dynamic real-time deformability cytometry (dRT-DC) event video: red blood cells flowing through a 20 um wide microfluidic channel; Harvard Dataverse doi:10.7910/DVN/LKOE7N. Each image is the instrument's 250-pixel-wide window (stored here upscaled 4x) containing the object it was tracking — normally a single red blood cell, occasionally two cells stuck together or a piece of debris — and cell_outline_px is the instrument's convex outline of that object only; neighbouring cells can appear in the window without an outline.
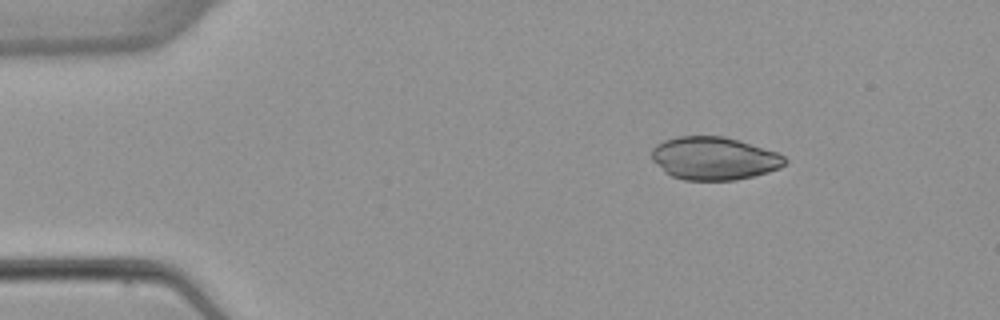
{"species": "common noctule bat (a hibernating species)", "species_latin": "Nyctalus noctula", "temperature_condition": "warm", "stored_images_in_passage": 4, "camera_frame_rate_fps": 3000, "um_per_image_px": 0.085, "animal": {"sex": "female", "body_mass_g": 22.7, "forearm_length_mm": 54.2}, "frame": {"image": 1, "passage_image": 2, "time_ms": 2.333, "image_size_px": [1000, 320], "cell_outline_px": [[788, 160], [780, 168], [768, 172], [736, 180], [684, 180], [672, 176], [664, 172], [652, 160], [652, 148], [656, 144], [664, 140], [676, 136], [724, 136], [740, 140], [776, 152], [784, 156]], "centroid_in_image_um": [60.68, 13.45], "position_along_channel_um": 24.3, "area_um2": 33.47}}